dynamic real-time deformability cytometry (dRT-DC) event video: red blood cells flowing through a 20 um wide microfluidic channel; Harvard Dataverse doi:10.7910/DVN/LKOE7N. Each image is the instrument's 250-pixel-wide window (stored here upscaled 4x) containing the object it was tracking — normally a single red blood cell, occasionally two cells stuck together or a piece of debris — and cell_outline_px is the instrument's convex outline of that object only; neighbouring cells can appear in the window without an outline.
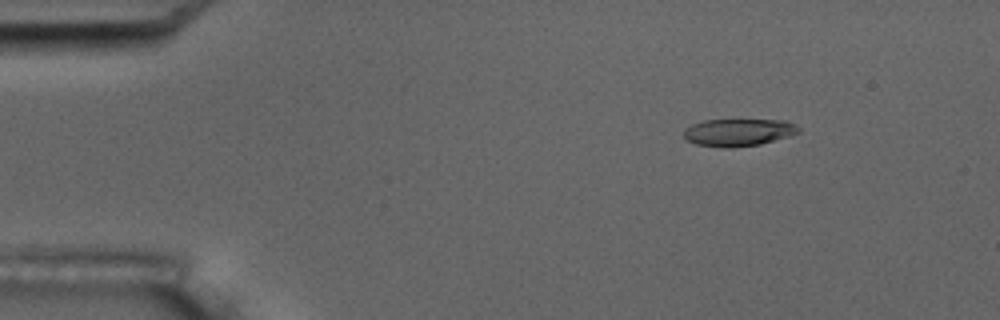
{"species": "common noctule bat (a hibernating species)", "species_latin": "Nyctalus noctula", "temperature_condition": "room temperature", "stored_images_in_passage": 7, "camera_frame_rate_fps": 3000, "um_per_image_px": 0.085, "animal": {"sex": "male", "body_mass_g": 17.5, "forearm_length_mm": 52.3}, "frame": {"image": 1, "passage_image": 3, "time_ms": 2.333, "image_size_px": [1000, 320], "cell_outline_px": [[800, 132], [788, 136], [760, 144], [732, 148], [728, 148], [696, 144], [688, 140], [684, 136], [684, 128], [692, 124], [704, 120], [784, 120], [796, 124], [800, 128]], "centroid_in_image_um": [62.77, 11.24], "position_along_channel_um": 22.2, "area_um2": 18.26}}
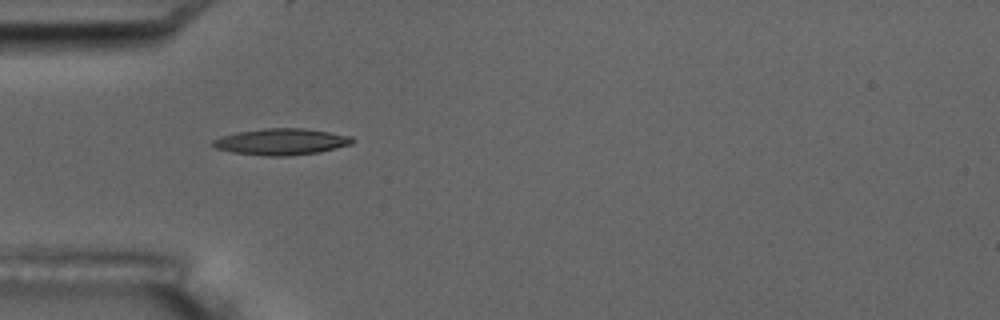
{"frame": {"image": 2, "passage_image": 6, "time_ms": 5.667, "image_size_px": [1000, 320], "cell_outline_px": [[356, 140], [352, 144], [320, 152], [288, 156], [264, 156], [232, 152], [216, 148], [208, 144], [212, 140], [220, 136], [236, 132], [264, 128], [304, 128], [352, 136]], "centroid_in_image_um": [23.88, 12.05], "position_along_channel_um": 61.1, "area_um2": 21.73}}